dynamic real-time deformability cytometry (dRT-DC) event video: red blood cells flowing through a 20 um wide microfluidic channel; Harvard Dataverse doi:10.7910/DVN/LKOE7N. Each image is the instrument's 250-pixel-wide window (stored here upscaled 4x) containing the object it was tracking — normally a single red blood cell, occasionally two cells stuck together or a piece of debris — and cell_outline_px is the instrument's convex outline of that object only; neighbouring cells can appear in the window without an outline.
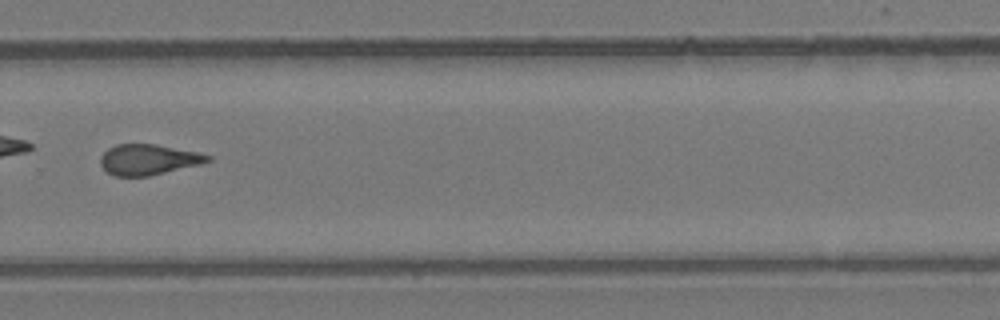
{"species": "common noctule bat (a hibernating species)", "species_latin": "Nyctalus noctula", "temperature_condition": "room temperature", "stored_images_in_passage": 28, "camera_frame_rate_fps": 3000, "um_per_image_px": 0.085, "animal": {"sex": "female", "body_mass_g": 24.6, "forearm_length_mm": 56.2}, "frame": {"image": 1, "passage_image": 16, "time_ms": 5.0, "image_size_px": [1000, 320], "cell_outline_px": [[212, 160], [200, 164], [148, 176], [116, 176], [108, 172], [100, 164], [100, 156], [108, 148], [116, 144], [156, 144], [196, 152], [212, 156]], "centroid_in_image_um": [12.59, 13.56], "position_along_channel_um": 317.2, "area_um2": 18.96}}